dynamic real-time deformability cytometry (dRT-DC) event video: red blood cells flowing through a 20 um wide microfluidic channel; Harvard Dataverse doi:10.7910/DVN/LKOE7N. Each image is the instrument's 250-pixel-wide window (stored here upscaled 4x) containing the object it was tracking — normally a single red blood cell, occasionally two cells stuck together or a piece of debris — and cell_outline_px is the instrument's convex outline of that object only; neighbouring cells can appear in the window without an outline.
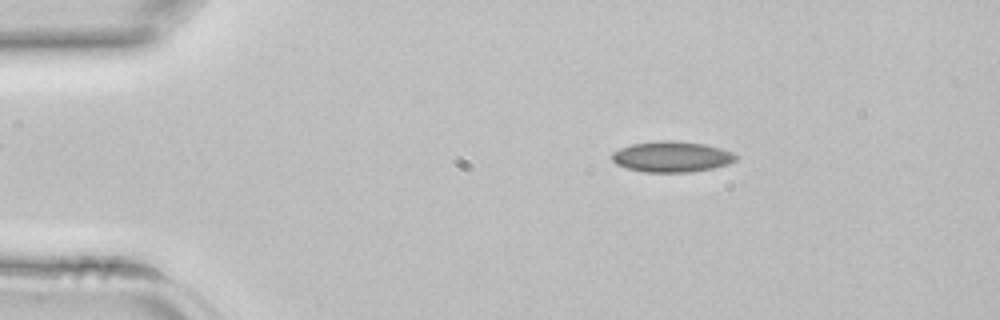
{"species": "common noctule bat (a hibernating species)", "species_latin": "Nyctalus noctula", "temperature_condition": "room temperature", "stored_images_in_passage": 41, "camera_frame_rate_fps": 3000, "um_per_image_px": 0.085, "animal": {"sex": "female", "body_mass_g": 22.7, "forearm_length_mm": 54.2}, "frame": {"image": 1, "passage_image": 6, "time_ms": 1.667, "image_size_px": [1000, 320], "cell_outline_px": [[736, 160], [728, 164], [712, 168], [692, 172], [644, 172], [628, 168], [616, 164], [612, 160], [612, 152], [620, 148], [632, 144], [660, 140], [672, 140], [704, 144], [720, 148], [732, 152], [736, 156]], "centroid_in_image_um": [57.08, 13.32], "position_along_channel_um": 27.9, "area_um2": 22.14}}
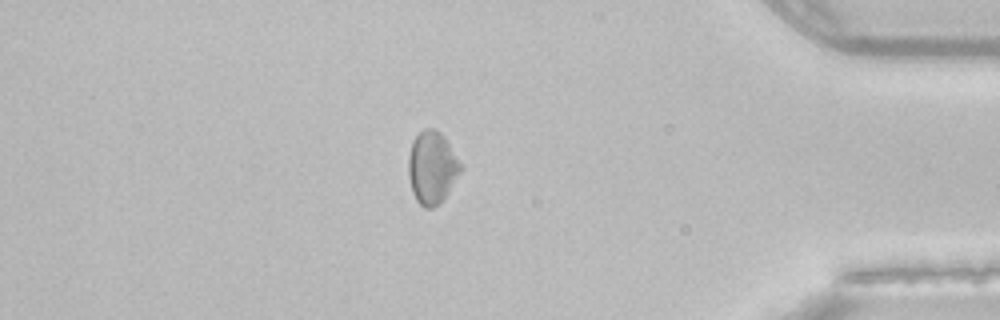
{"frame": {"image": 2, "passage_image": 35, "time_ms": 11.333, "image_size_px": [1000, 320], "cell_outline_px": [[460, 172], [448, 192], [432, 208], [424, 208], [416, 200], [412, 192], [408, 176], [408, 156], [412, 140], [424, 128], [436, 128], [444, 136], [460, 164]], "centroid_in_image_um": [36.67, 14.22], "position_along_channel_um": 398.5, "area_um2": 21.73}}
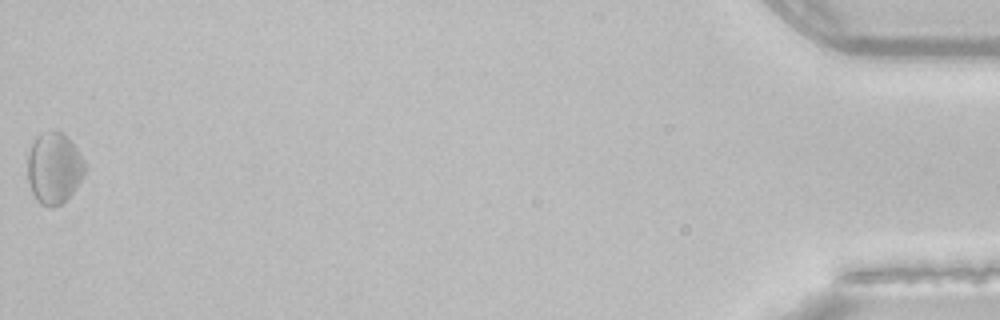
{"frame": {"image": 3, "passage_image": 41, "time_ms": 13.333, "image_size_px": [1000, 320], "cell_outline_px": [[84, 172], [80, 180], [72, 192], [60, 204], [40, 204], [36, 200], [32, 192], [28, 180], [28, 152], [36, 136], [44, 132], [64, 132], [68, 136], [84, 160]], "centroid_in_image_um": [4.57, 14.24], "position_along_channel_um": 430.6, "area_um2": 23.24}}